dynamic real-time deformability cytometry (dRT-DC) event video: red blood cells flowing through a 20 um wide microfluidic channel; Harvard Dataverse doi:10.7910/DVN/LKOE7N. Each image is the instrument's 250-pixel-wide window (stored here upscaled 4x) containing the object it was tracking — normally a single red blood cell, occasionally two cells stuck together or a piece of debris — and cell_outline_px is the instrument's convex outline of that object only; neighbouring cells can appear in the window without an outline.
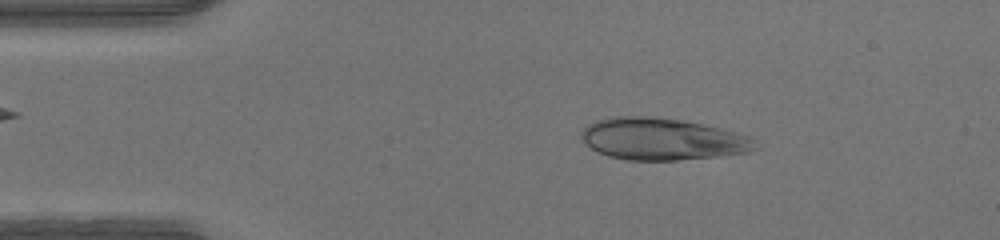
{"species": "human", "species_latin": "Homo sapiens", "temperature_condition": "warm", "stored_images_in_passage": 45, "camera_frame_rate_fps": 3000, "um_per_image_px": 0.085, "donor": {"sex": "male"}, "frame": {"image": 1, "passage_image": 7, "time_ms": 2.0, "image_size_px": [1000, 240], "cell_outline_px": [[760, 148], [748, 152], [720, 156], [676, 160], [628, 160], [608, 156], [596, 152], [580, 136], [580, 132], [588, 124], [596, 120], [616, 116], [648, 116], [684, 120], [720, 128], [736, 132], [748, 136], [756, 140]], "centroid_in_image_um": [56.31, 11.82], "position_along_channel_um": 28.7, "area_um2": 42.66}}
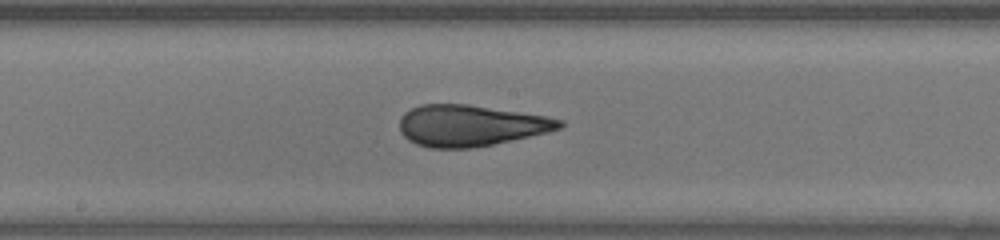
{"frame": {"image": 2, "passage_image": 23, "time_ms": 7.333, "image_size_px": [1000, 240], "cell_outline_px": [[564, 124], [560, 128], [548, 132], [492, 144], [472, 148], [428, 148], [416, 144], [408, 140], [400, 132], [400, 116], [404, 112], [420, 104], [468, 104], [548, 116], [564, 120]], "centroid_in_image_um": [39.97, 10.67], "position_along_channel_um": 208.2, "area_um2": 38.55}}
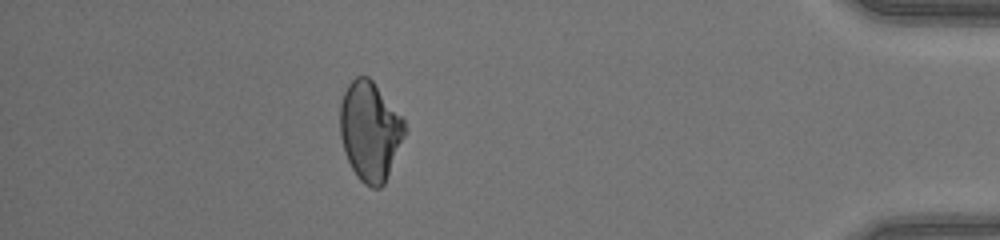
{"frame": {"image": 3, "passage_image": 40, "time_ms": 13.0, "image_size_px": [1000, 240], "cell_outline_px": [[408, 128], [384, 184], [380, 188], [372, 188], [364, 184], [356, 176], [344, 152], [340, 136], [340, 104], [344, 92], [348, 84], [356, 76], [368, 76], [372, 80], [404, 120]], "centroid_in_image_um": [31.44, 11.15], "position_along_channel_um": 403.8, "area_um2": 37.28}}